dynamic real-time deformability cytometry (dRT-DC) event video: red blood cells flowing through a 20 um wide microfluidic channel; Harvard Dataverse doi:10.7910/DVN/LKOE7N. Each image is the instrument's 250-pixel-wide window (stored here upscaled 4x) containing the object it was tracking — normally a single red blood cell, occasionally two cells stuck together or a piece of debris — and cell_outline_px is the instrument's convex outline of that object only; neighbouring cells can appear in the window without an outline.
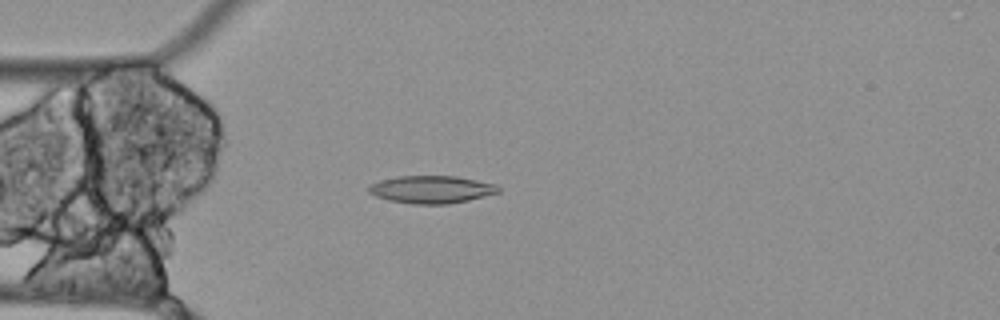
{"species": "Egyptian fruit bat (a non-hibernating species)", "species_latin": "Rousettus aegyptiacus", "temperature_condition": "cold", "stored_images_in_passage": 49, "camera_frame_rate_fps": 3000, "um_per_image_px": 0.085, "animal": {"sex": "female"}, "frame": {"image": 1, "passage_image": 8, "time_ms": 2.333, "image_size_px": [1000, 320], "cell_outline_px": [[500, 192], [468, 200], [448, 204], [412, 204], [388, 200], [376, 196], [368, 192], [368, 188], [372, 184], [380, 180], [396, 176], [456, 176], [496, 184], [500, 188]], "centroid_in_image_um": [36.67, 16.1], "position_along_channel_um": 48.3, "area_um2": 20.81}}
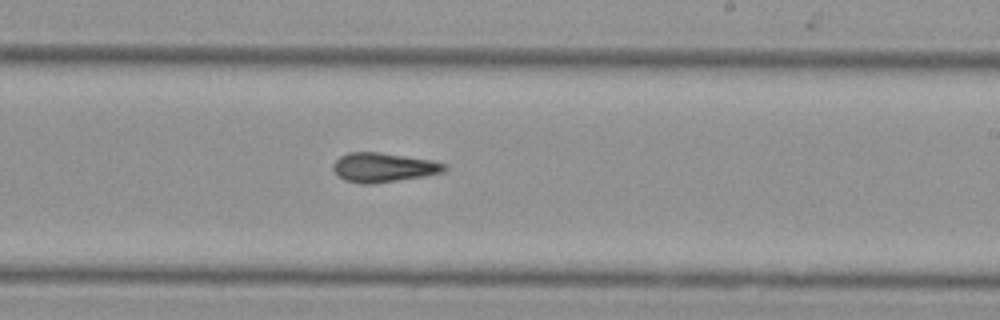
{"frame": {"image": 2, "passage_image": 26, "time_ms": 8.333, "image_size_px": [1000, 320], "cell_outline_px": [[448, 168], [444, 172], [372, 184], [360, 184], [344, 180], [332, 168], [332, 164], [340, 156], [348, 152], [380, 152], [432, 160], [448, 164]], "centroid_in_image_um": [32.59, 14.22], "position_along_channel_um": 256.4, "area_um2": 18.96}}
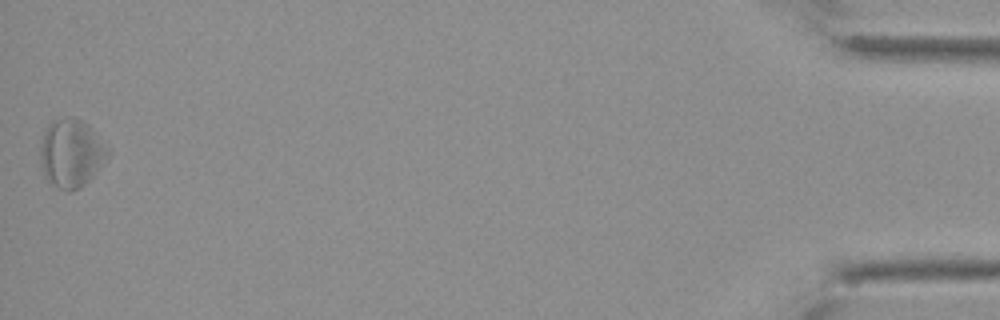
{"frame": {"image": 3, "passage_image": 49, "time_ms": 16.0, "image_size_px": [1000, 320], "cell_outline_px": [[112, 152], [96, 172], [80, 188], [72, 192], [68, 192], [52, 184], [44, 176], [40, 160], [40, 148], [44, 132], [48, 124], [52, 120], [68, 116], [72, 116], [84, 120], [92, 128]], "centroid_in_image_um": [6.06, 13.0], "position_along_channel_um": 429.1, "area_um2": 27.17}}